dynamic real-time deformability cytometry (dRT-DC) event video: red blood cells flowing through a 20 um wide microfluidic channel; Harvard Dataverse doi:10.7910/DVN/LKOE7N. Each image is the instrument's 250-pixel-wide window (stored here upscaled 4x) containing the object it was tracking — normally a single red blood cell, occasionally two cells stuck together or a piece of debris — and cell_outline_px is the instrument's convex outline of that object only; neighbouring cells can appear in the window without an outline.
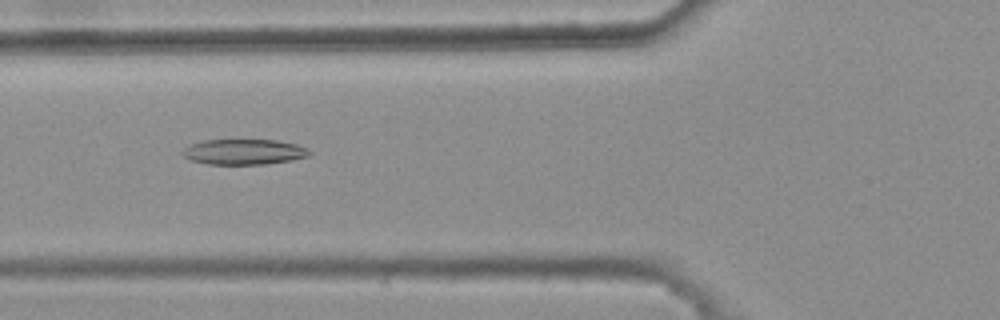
{"species": "common noctule bat (a hibernating species)", "species_latin": "Nyctalus noctula", "temperature_condition": "warm", "stored_images_in_passage": 6, "camera_frame_rate_fps": 3000, "um_per_image_px": 0.085, "animal": {"sex": "female", "body_mass_g": 25.1}, "frame": {"image": 1, "passage_image": 6, "time_ms": 1.667, "image_size_px": [1000, 320], "cell_outline_px": [[312, 152], [308, 156], [292, 160], [264, 164], [208, 164], [192, 160], [184, 156], [180, 152], [184, 148], [192, 144], [204, 140], [276, 140], [296, 144], [308, 148]], "centroid_in_image_um": [20.75, 12.9], "position_along_channel_um": 105.0, "area_um2": 18.73}}